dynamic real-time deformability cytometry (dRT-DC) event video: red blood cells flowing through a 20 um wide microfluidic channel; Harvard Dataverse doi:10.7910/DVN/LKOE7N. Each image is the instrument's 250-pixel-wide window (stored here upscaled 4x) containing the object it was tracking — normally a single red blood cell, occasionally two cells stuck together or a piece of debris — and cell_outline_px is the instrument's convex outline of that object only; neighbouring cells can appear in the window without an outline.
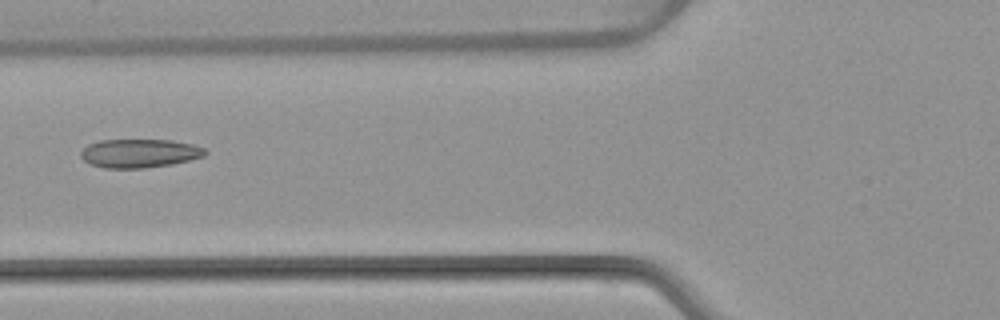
{"species": "common noctule bat (a hibernating species)", "species_latin": "Nyctalus noctula", "temperature_condition": "warm", "stored_images_in_passage": 6, "camera_frame_rate_fps": 3000, "um_per_image_px": 0.085, "animal": {"sex": "female", "body_mass_g": 22.7, "forearm_length_mm": 54.2}, "frame": {"image": 1, "passage_image": 6, "time_ms": 6.333, "image_size_px": [1000, 320], "cell_outline_px": [[208, 152], [204, 156], [172, 164], [144, 168], [104, 168], [88, 164], [80, 156], [80, 152], [88, 144], [100, 140], [172, 140], [192, 144], [204, 148]], "centroid_in_image_um": [11.83, 13.03], "position_along_channel_um": 114.0, "area_um2": 20.81}}